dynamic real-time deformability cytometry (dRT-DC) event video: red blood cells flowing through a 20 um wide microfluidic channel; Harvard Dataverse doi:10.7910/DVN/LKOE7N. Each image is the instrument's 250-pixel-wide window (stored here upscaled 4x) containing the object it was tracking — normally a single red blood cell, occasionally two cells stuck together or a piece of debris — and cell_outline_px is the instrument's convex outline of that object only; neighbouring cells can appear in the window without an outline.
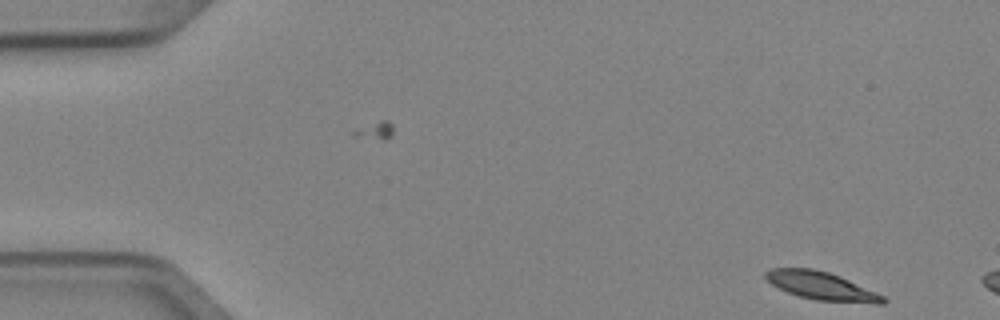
{"species": "Egyptian fruit bat (a non-hibernating species)", "species_latin": "Rousettus aegyptiacus", "temperature_condition": "cold", "stored_images_in_passage": 3, "camera_frame_rate_fps": 3000, "um_per_image_px": 0.085, "animal": {"sex": "female"}, "frame": {"image": 1, "passage_image": 1, "time_ms": 0.0, "image_size_px": [1000, 320], "cell_outline_px": [[888, 300], [884, 304], [876, 304], [816, 300], [800, 296], [788, 292], [772, 284], [764, 276], [764, 272], [772, 268], [812, 268], [828, 272], [840, 276], [876, 292], [884, 296]], "centroid_in_image_um": [69.86, 24.31], "position_along_channel_um": 15.1, "area_um2": 19.13}}